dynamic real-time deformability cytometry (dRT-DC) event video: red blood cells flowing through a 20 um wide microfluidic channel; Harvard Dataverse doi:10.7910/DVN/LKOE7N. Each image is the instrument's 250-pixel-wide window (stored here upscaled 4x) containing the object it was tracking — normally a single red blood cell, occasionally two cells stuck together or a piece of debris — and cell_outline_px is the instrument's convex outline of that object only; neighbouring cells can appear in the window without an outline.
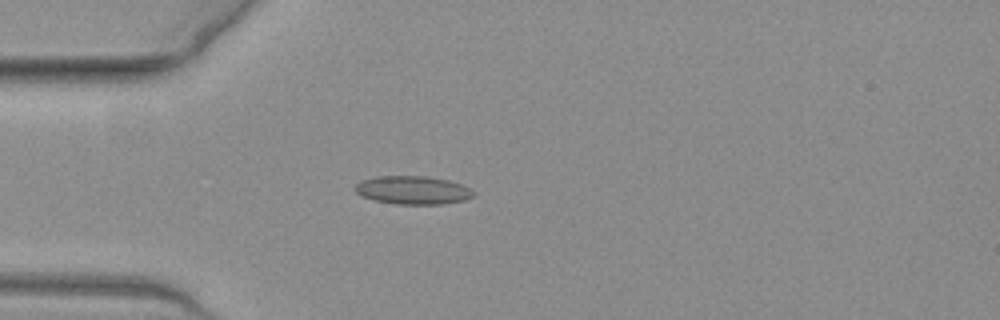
{"species": "common noctule bat (a hibernating species)", "species_latin": "Nyctalus noctula", "temperature_condition": "warm", "stored_images_in_passage": 38, "camera_frame_rate_fps": 3000, "um_per_image_px": 0.085, "animal": {"sex": "female", "body_mass_g": 19.3, "forearm_length_mm": 54.1}, "frame": {"image": 1, "passage_image": 7, "time_ms": 2.0, "image_size_px": [1000, 320], "cell_outline_px": [[476, 196], [464, 200], [444, 204], [396, 204], [372, 200], [360, 196], [352, 188], [360, 180], [376, 176], [428, 176], [448, 180], [460, 184], [476, 192]], "centroid_in_image_um": [35.06, 16.16], "position_along_channel_um": 49.9, "area_um2": 19.83}}
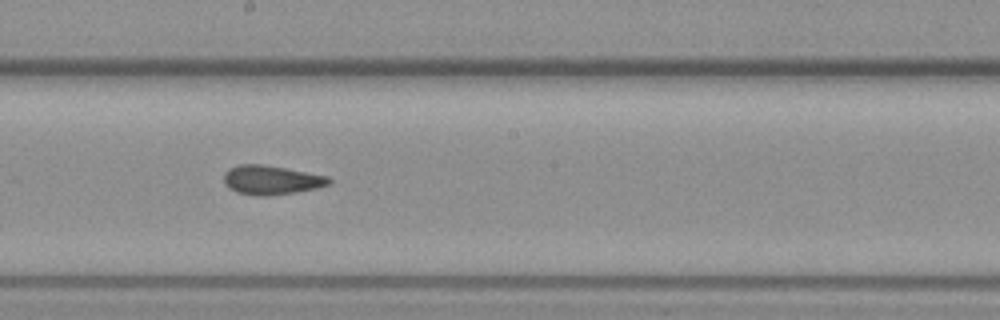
{"frame": {"image": 2, "passage_image": 21, "time_ms": 6.667, "image_size_px": [1000, 320], "cell_outline_px": [[332, 184], [316, 188], [296, 192], [268, 196], [256, 196], [236, 192], [224, 184], [224, 172], [228, 168], [240, 164], [260, 164], [284, 168], [328, 176], [332, 180]], "centroid_in_image_um": [23.05, 15.31], "position_along_channel_um": 225.1, "area_um2": 17.92}}
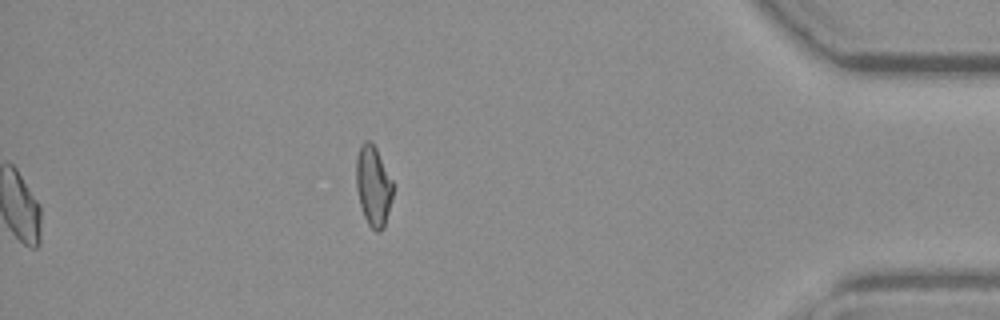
{"frame": {"image": 3, "passage_image": 38, "time_ms": 12.333, "image_size_px": [1000, 320], "cell_outline_px": [[392, 196], [384, 228], [380, 232], [376, 232], [368, 224], [360, 208], [356, 188], [356, 160], [360, 144], [364, 140], [368, 140], [376, 148], [392, 180]], "centroid_in_image_um": [31.7, 15.82], "position_along_channel_um": 403.5, "area_um2": 17.17}, "authors_computed_cell_mechanics": {"area_um2": 17.9469, "velocity_mm_per_s": 3.9934, "shape_relaxation_time_tau1_ms": null, "shape_relaxation_time_tau2_ms": 3.8743, "deformation_change_tau1": null, "deformation_change_tau2": 0.1096}}